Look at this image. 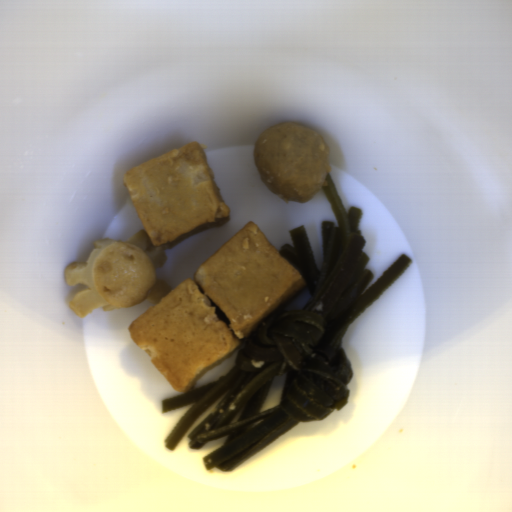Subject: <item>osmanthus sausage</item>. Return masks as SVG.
Returning <instances> with one entry per match:
<instances>
[{
  "instance_id": "obj_1",
  "label": "osmanthus sausage",
  "mask_w": 512,
  "mask_h": 512,
  "mask_svg": "<svg viewBox=\"0 0 512 512\" xmlns=\"http://www.w3.org/2000/svg\"><path fill=\"white\" fill-rule=\"evenodd\" d=\"M95 248L86 261L70 262L63 269L69 287L88 288L73 294L68 307L81 319L96 309L104 312L155 304L174 288L159 279L158 268L168 255L162 245L154 246L145 228L126 240L102 237L92 241Z\"/></svg>"
}]
</instances>
